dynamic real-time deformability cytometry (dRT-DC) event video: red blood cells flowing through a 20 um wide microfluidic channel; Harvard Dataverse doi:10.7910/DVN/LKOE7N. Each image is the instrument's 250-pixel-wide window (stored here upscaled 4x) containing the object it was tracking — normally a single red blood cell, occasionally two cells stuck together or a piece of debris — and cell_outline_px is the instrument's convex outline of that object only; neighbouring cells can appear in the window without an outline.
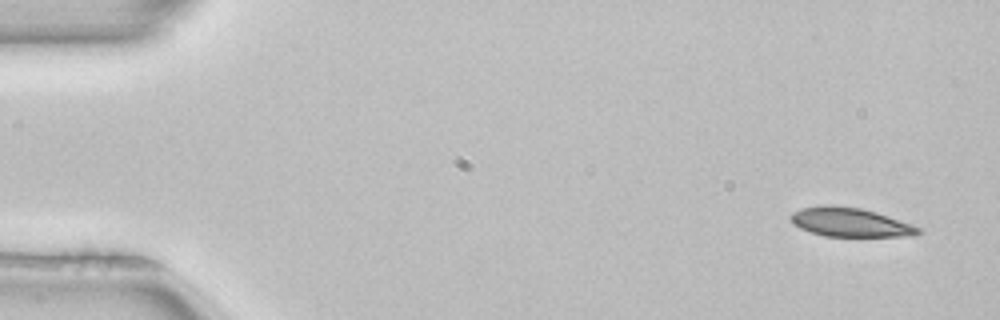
{"species": "common noctule bat (a hibernating species)", "species_latin": "Nyctalus noctula", "temperature_condition": "room temperature", "stored_images_in_passage": 4, "camera_frame_rate_fps": 3000, "um_per_image_px": 0.085, "animal": {"sex": "female", "body_mass_g": 22.7, "forearm_length_mm": 54.2}, "frame": {"image": 1, "passage_image": 1, "time_ms": 0.0, "image_size_px": [1000, 320], "cell_outline_px": [[924, 232], [916, 236], [824, 236], [800, 228], [792, 224], [788, 216], [792, 212], [800, 208], [824, 204], [832, 204], [860, 208], [876, 212], [912, 224], [920, 228]], "centroid_in_image_um": [72.24, 18.88], "position_along_channel_um": 12.8, "area_um2": 21.85}}
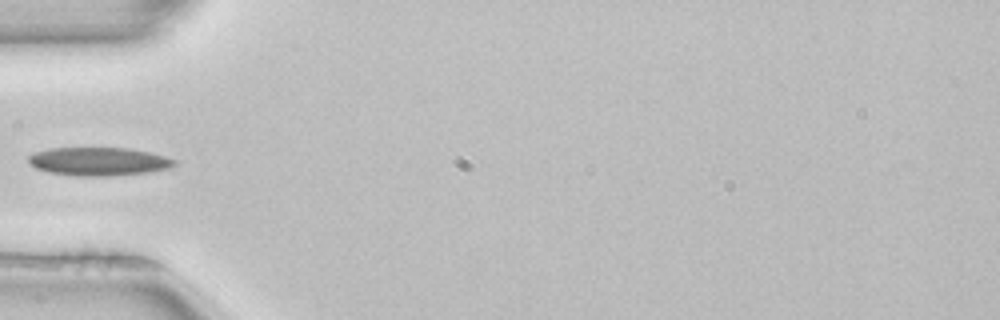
{"frame": {"image": 2, "passage_image": 4, "time_ms": 1.0, "image_size_px": [1000, 320], "cell_outline_px": [[176, 164], [168, 168], [148, 172], [112, 176], [80, 176], [48, 172], [36, 168], [28, 164], [28, 156], [36, 152], [48, 148], [128, 148], [148, 152], [164, 156], [176, 160]], "centroid_in_image_um": [8.35, 13.72], "position_along_channel_um": 76.6, "area_um2": 24.04}}